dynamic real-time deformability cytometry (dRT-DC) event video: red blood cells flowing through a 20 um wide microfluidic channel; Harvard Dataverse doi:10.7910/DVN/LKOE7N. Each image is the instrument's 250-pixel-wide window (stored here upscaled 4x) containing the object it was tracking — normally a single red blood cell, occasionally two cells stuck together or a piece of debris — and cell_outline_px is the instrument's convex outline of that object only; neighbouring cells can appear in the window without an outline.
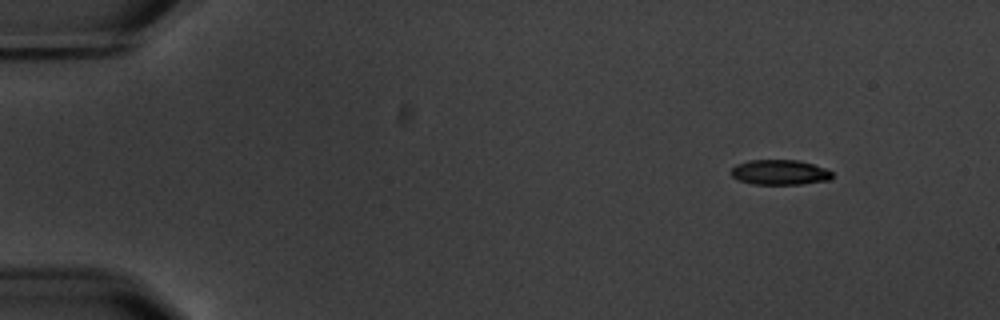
{"species": "common noctule bat (a hibernating species)", "species_latin": "Nyctalus noctula", "temperature_condition": "warm", "stored_images_in_passage": 6, "camera_frame_rate_fps": 3000, "um_per_image_px": 0.085, "animal": {"sex": "male", "body_mass_g": 20.1, "forearm_length_mm": 53.5}, "frame": {"image": 1, "passage_image": 1, "time_ms": 0.0, "image_size_px": [1000, 320], "cell_outline_px": [[832, 176], [828, 180], [800, 184], [752, 184], [736, 180], [728, 172], [736, 164], [748, 160], [800, 160], [824, 168], [832, 172]], "centroid_in_image_um": [66.21, 14.64], "position_along_channel_um": 18.8, "area_um2": 14.85}}
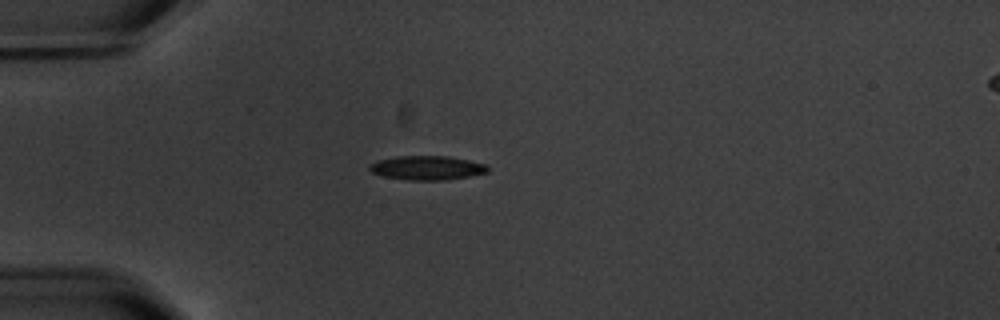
{"frame": {"image": 2, "passage_image": 4, "time_ms": 3.333, "image_size_px": [1000, 320], "cell_outline_px": [[488, 172], [468, 176], [444, 180], [408, 180], [384, 176], [372, 172], [368, 168], [368, 164], [376, 160], [396, 156], [448, 156], [468, 160], [484, 164], [488, 168]], "centroid_in_image_um": [36.24, 14.26], "position_along_channel_um": 48.8, "area_um2": 16.53}}